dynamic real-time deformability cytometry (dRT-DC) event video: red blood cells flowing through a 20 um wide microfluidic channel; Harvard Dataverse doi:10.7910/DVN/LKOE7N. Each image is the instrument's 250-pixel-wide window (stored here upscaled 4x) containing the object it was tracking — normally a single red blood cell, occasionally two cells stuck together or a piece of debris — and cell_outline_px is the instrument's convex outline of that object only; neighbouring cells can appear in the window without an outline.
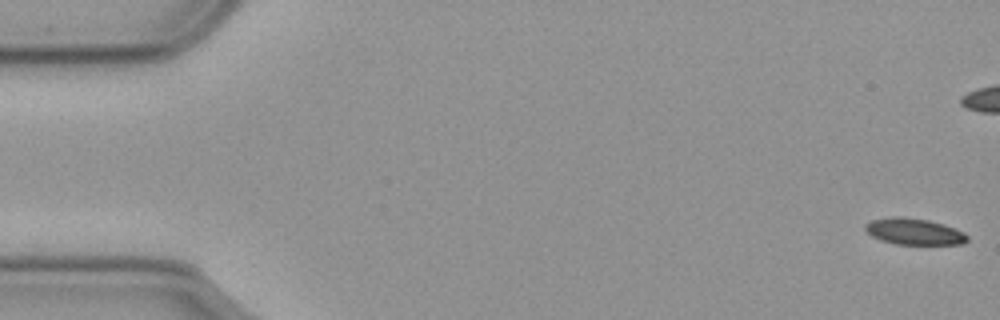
{"species": "common noctule bat (a hibernating species)", "species_latin": "Nyctalus noctula", "temperature_condition": "cold", "stored_images_in_passage": 58, "camera_frame_rate_fps": 3000, "um_per_image_px": 0.085, "animal": {"sex": "male", "body_mass_g": 23.1, "forearm_length_mm": 52.7}, "frame": {"image": 1, "passage_image": 1, "time_ms": 0.0, "image_size_px": [1000, 320], "cell_outline_px": [[968, 240], [964, 244], [896, 244], [880, 240], [872, 236], [864, 228], [864, 224], [872, 220], [896, 216], [900, 216], [928, 220], [944, 224], [964, 232], [968, 236]], "centroid_in_image_um": [77.71, 19.68], "position_along_channel_um": 7.3, "area_um2": 15.66}}
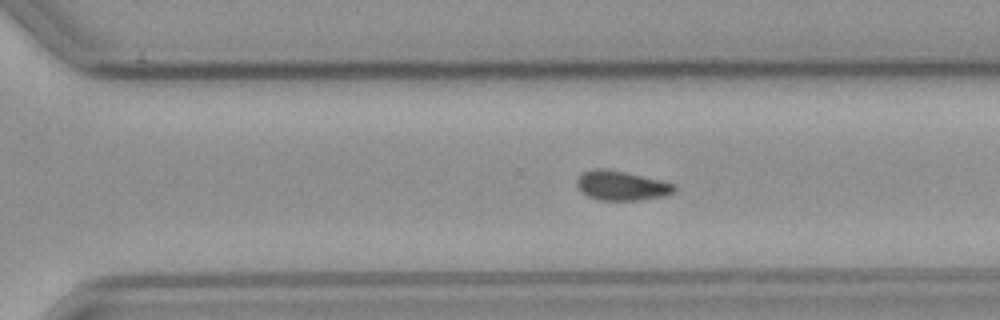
{"frame": {"image": 2, "passage_image": 39, "time_ms": 12.667, "image_size_px": [1000, 320], "cell_outline_px": [[676, 188], [672, 192], [664, 196], [640, 200], [600, 200], [588, 196], [580, 192], [576, 184], [576, 180], [584, 172], [592, 168], [604, 168], [624, 172], [672, 184]], "centroid_in_image_um": [52.74, 15.78], "position_along_channel_um": 317.9, "area_um2": 16.42}}
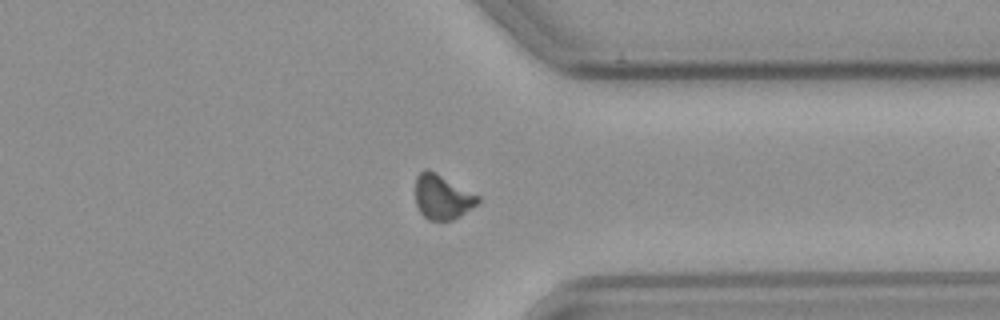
{"frame": {"image": 3, "passage_image": 44, "time_ms": 14.333, "image_size_px": [1000, 320], "cell_outline_px": [[480, 200], [476, 204], [460, 216], [452, 220], [428, 220], [420, 212], [416, 204], [416, 176], [424, 168], [428, 168], [480, 196]], "centroid_in_image_um": [37.58, 16.73], "position_along_channel_um": 373.8, "area_um2": 16.18}}